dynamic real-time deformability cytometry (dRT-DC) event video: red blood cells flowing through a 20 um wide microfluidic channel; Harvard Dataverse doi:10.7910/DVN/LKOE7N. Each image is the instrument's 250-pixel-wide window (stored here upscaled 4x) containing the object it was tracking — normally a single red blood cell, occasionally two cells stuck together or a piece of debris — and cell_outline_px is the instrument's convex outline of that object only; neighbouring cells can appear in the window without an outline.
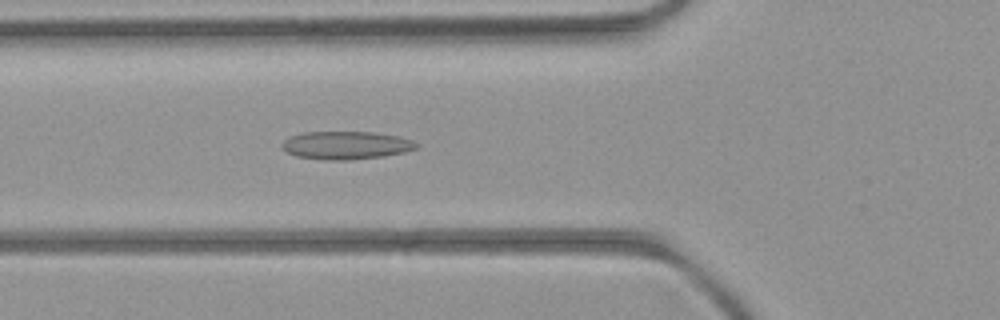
{"species": "common noctule bat (a hibernating species)", "species_latin": "Nyctalus noctula", "temperature_condition": "room temperature", "stored_images_in_passage": 37, "camera_frame_rate_fps": 3000, "um_per_image_px": 0.085, "animal": {"sex": "female", "body_mass_g": 21.9}, "frame": {"image": 1, "passage_image": 11, "time_ms": 3.333, "image_size_px": [1000, 320], "cell_outline_px": [[420, 144], [416, 148], [404, 152], [384, 156], [352, 160], [324, 160], [296, 156], [288, 152], [280, 144], [284, 140], [292, 136], [304, 132], [372, 132], [400, 136], [412, 140]], "centroid_in_image_um": [29.44, 12.35], "position_along_channel_um": 96.4, "area_um2": 21.96}}
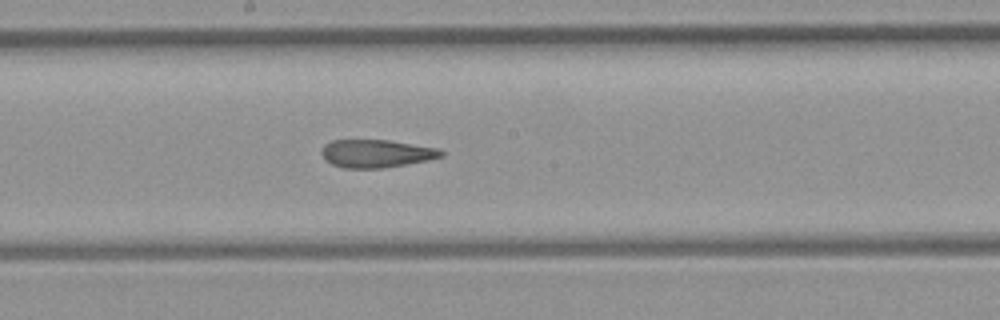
{"frame": {"image": 2, "passage_image": 20, "time_ms": 6.333, "image_size_px": [1000, 320], "cell_outline_px": [[444, 156], [428, 160], [380, 168], [344, 168], [332, 164], [324, 160], [320, 152], [324, 144], [332, 140], [388, 140], [440, 148], [444, 152]], "centroid_in_image_um": [31.97, 13.04], "position_along_channel_um": 216.2, "area_um2": 19.54}}
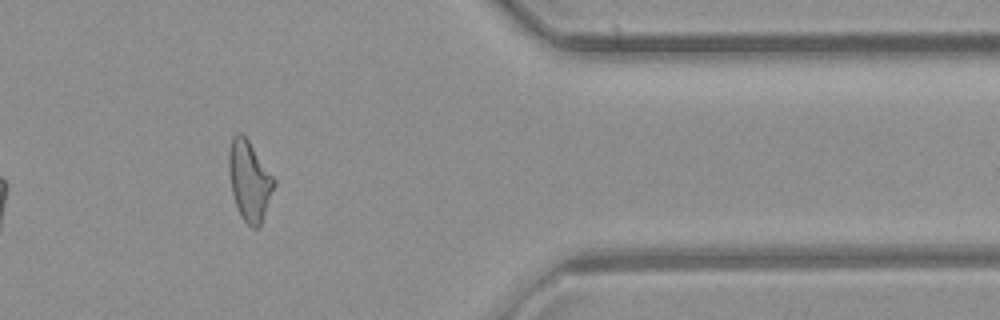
{"frame": {"image": 3, "passage_image": 35, "time_ms": 11.333, "image_size_px": [1000, 320], "cell_outline_px": [[276, 184], [260, 224], [256, 228], [252, 228], [240, 216], [232, 192], [228, 172], [228, 152], [232, 136], [236, 132], [240, 132], [248, 140], [276, 180]], "centroid_in_image_um": [21.18, 15.33], "position_along_channel_um": 390.2, "area_um2": 20.92}, "authors_computed_cell_mechanics": {"area_um2": 20.9236, "velocity_mm_per_s": 3.9763, "shape_relaxation_time_tau1_ms": null, "shape_relaxation_time_tau2_ms": 3.1114, "deformation_change_tau1": null, "deformation_change_tau2": 0.1315}}